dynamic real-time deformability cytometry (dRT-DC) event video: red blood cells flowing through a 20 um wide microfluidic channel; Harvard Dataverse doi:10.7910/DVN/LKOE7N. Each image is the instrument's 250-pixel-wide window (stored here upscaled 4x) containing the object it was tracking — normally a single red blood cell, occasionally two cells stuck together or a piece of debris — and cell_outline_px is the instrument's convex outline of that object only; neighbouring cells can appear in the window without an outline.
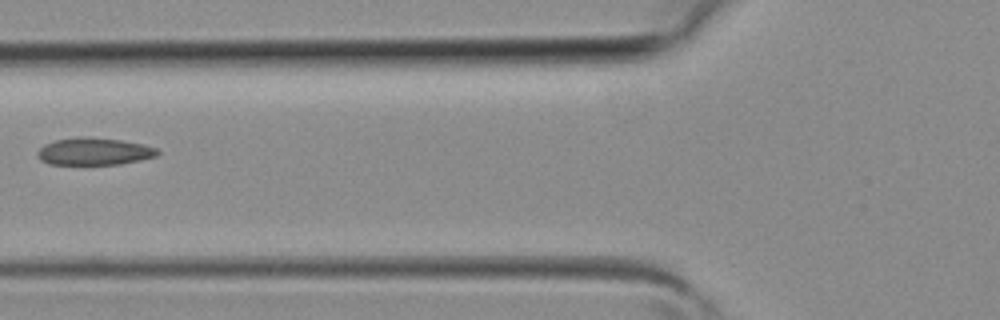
{"species": "common noctule bat (a hibernating species)", "species_latin": "Nyctalus noctula", "temperature_condition": "room temperature", "stored_images_in_passage": 4, "camera_frame_rate_fps": 3000, "um_per_image_px": 0.085, "animal": {"sex": "female", "body_mass_g": 19.3, "forearm_length_mm": 54.1}, "frame": {"image": 1, "passage_image": 4, "time_ms": 1.0, "image_size_px": [1000, 320], "cell_outline_px": [[160, 152], [156, 156], [140, 160], [120, 164], [48, 164], [40, 160], [36, 156], [36, 152], [44, 144], [56, 140], [80, 136], [120, 140], [140, 144], [156, 148]], "centroid_in_image_um": [7.95, 12.88], "position_along_channel_um": 117.9, "area_um2": 18.96}}